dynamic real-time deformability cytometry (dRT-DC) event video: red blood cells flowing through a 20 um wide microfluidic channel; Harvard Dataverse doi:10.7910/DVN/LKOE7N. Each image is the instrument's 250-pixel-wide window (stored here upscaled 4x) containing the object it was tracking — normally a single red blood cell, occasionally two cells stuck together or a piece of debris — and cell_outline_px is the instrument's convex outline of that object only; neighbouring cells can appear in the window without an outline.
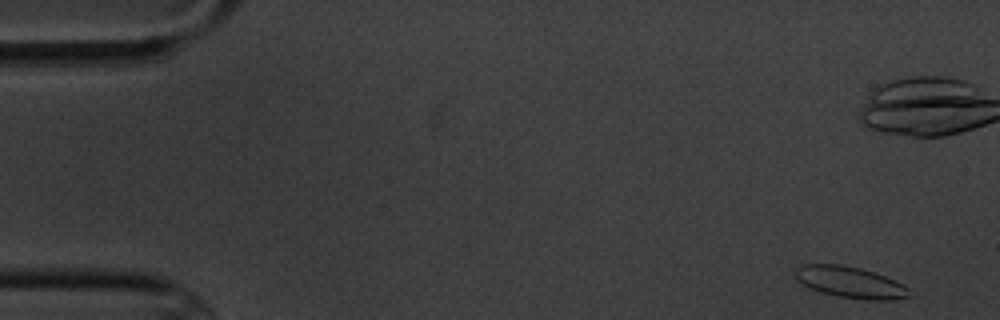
{"species": "common noctule bat (a hibernating species)", "species_latin": "Nyctalus noctula", "temperature_condition": "cold", "stored_images_in_passage": 7, "camera_frame_rate_fps": 3000, "um_per_image_px": 0.085, "animal": {"sex": "male", "body_mass_g": 20.1, "forearm_length_mm": 53.5}, "frame": {"image": 1, "passage_image": 1, "time_ms": 0.0, "image_size_px": [1000, 320], "cell_outline_px": [[908, 296], [892, 300], [868, 300], [836, 296], [820, 292], [796, 280], [796, 268], [804, 264], [840, 264], [860, 268], [884, 276], [908, 288]], "centroid_in_image_um": [72.22, 23.99], "position_along_channel_um": 12.8, "area_um2": 20.4}}
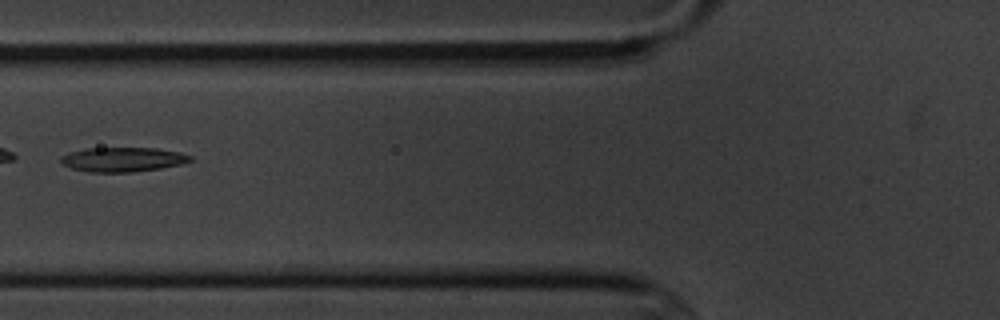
{"frame": {"image": 2, "passage_image": 7, "time_ms": 7.667, "image_size_px": [1000, 320], "cell_outline_px": [[192, 160], [180, 164], [160, 168], [132, 172], [88, 172], [72, 168], [64, 164], [60, 160], [60, 156], [68, 152], [84, 148], [156, 148], [180, 152], [192, 156]], "centroid_in_image_um": [10.41, 13.55], "position_along_channel_um": 115.4, "area_um2": 18.44}}